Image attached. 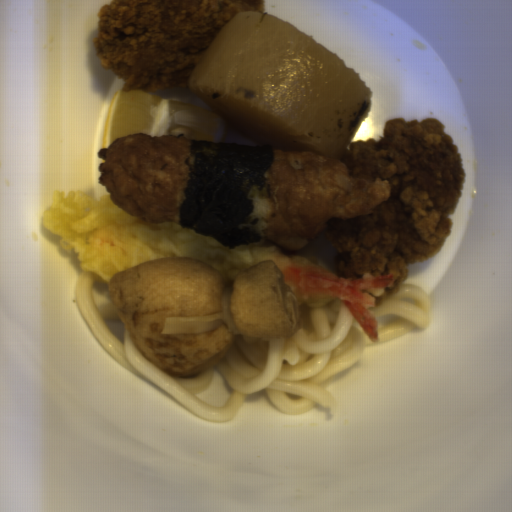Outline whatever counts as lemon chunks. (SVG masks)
I'll list each match as a JSON object with an SVG mask.
<instances>
[{
  "instance_id": "lemon-chunks-1",
  "label": "lemon chunks",
  "mask_w": 512,
  "mask_h": 512,
  "mask_svg": "<svg viewBox=\"0 0 512 512\" xmlns=\"http://www.w3.org/2000/svg\"><path fill=\"white\" fill-rule=\"evenodd\" d=\"M122 89L114 93L108 108L103 148L132 134L183 136L189 140L215 143L216 112L165 99L148 91L123 92Z\"/></svg>"
}]
</instances>
